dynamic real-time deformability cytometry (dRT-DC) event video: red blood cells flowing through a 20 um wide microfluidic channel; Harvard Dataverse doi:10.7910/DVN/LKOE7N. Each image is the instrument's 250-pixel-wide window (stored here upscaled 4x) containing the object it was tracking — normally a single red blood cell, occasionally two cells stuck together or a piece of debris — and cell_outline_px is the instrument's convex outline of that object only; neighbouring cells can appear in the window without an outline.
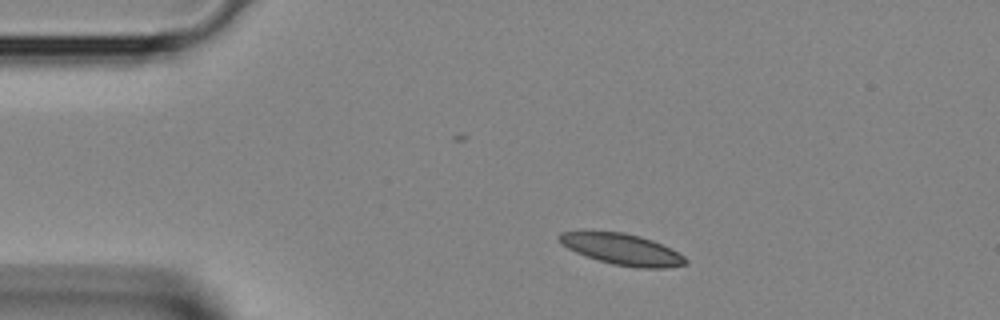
{"species": "Egyptian fruit bat (a non-hibernating species)", "species_latin": "Rousettus aegyptiacus", "temperature_condition": "room temperature", "stored_images_in_passage": 6, "camera_frame_rate_fps": 3000, "um_per_image_px": 0.085, "animal": {"sex": "female"}, "frame": {"image": 1, "passage_image": 1, "time_ms": 0.0, "image_size_px": [1000, 320], "cell_outline_px": [[688, 264], [668, 268], [640, 268], [612, 264], [576, 252], [568, 248], [556, 236], [560, 232], [580, 228], [624, 232], [640, 236], [652, 240], [672, 248], [684, 256], [688, 260]], "centroid_in_image_um": [52.85, 21.14], "position_along_channel_um": 32.2, "area_um2": 23.64}}